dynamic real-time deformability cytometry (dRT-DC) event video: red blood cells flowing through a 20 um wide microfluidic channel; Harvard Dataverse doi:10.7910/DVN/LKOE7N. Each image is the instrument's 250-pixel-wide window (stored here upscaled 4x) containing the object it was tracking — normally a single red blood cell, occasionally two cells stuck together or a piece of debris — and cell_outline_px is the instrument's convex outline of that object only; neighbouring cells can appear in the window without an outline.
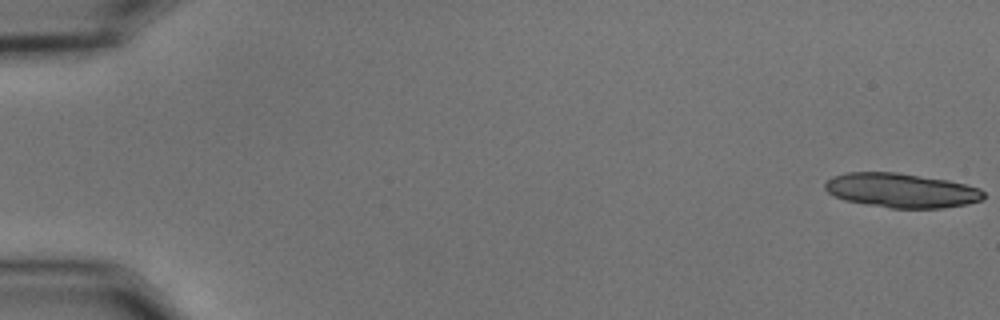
{"species": "common noctule bat (a hibernating species)", "species_latin": "Nyctalus noctula", "temperature_condition": "cold", "stored_images_in_passage": 18, "camera_frame_rate_fps": 3000, "um_per_image_px": 0.085, "animal": {"sex": "male", "body_mass_g": 15.6}, "frame": {"image": 1, "passage_image": 1, "time_ms": 0.0, "image_size_px": [1000, 320], "cell_outline_px": [[984, 200], [968, 204], [944, 208], [892, 208], [844, 200], [828, 192], [824, 188], [824, 184], [832, 176], [848, 172], [896, 172], [948, 180], [980, 188], [984, 192]], "centroid_in_image_um": [76.64, 16.18], "position_along_channel_um": 8.4, "area_um2": 31.79}}